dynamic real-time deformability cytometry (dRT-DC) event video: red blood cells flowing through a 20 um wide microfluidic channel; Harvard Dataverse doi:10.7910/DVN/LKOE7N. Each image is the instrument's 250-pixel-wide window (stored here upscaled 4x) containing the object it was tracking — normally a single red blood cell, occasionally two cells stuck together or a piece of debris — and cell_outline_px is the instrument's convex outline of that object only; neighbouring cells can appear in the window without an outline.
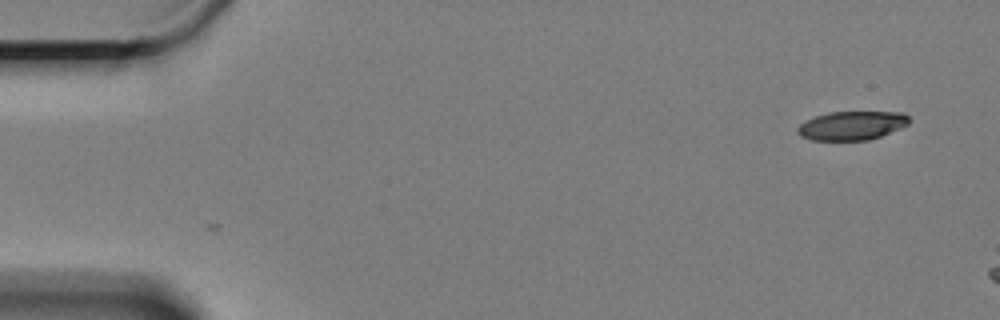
{"species": "Egyptian fruit bat (a non-hibernating species)", "species_latin": "Rousettus aegyptiacus", "temperature_condition": "cold", "stored_images_in_passage": 2, "camera_frame_rate_fps": 3000, "um_per_image_px": 0.085, "animal": {"sex": "female"}, "frame": {"image": 1, "passage_image": 1, "time_ms": 0.0, "image_size_px": [1000, 320], "cell_outline_px": [[912, 120], [908, 124], [900, 128], [880, 136], [868, 140], [812, 140], [800, 136], [796, 132], [796, 128], [800, 124], [816, 116], [828, 112], [904, 112]], "centroid_in_image_um": [72.41, 10.67], "position_along_channel_um": 12.6, "area_um2": 18.73}}